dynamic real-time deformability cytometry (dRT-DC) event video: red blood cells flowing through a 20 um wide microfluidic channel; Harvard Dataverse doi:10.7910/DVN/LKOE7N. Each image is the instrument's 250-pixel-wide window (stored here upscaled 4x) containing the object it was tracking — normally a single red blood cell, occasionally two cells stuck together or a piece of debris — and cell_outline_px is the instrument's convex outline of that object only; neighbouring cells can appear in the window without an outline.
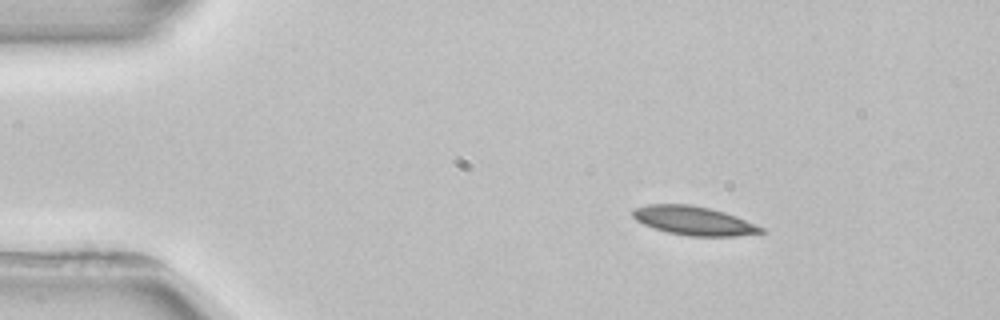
{"species": "common noctule bat (a hibernating species)", "species_latin": "Nyctalus noctula", "temperature_condition": "room temperature", "stored_images_in_passage": 3, "camera_frame_rate_fps": 3000, "um_per_image_px": 0.085, "animal": {"sex": "female", "body_mass_g": 22.7, "forearm_length_mm": 54.2}, "frame": {"image": 1, "passage_image": 1, "time_ms": 0.0, "image_size_px": [1000, 320], "cell_outline_px": [[768, 232], [736, 236], [688, 236], [668, 232], [644, 224], [636, 220], [632, 216], [632, 208], [648, 204], [688, 204], [708, 208], [724, 212], [736, 216], [764, 228]], "centroid_in_image_um": [58.97, 18.76], "position_along_channel_um": 26.0, "area_um2": 21.5}}
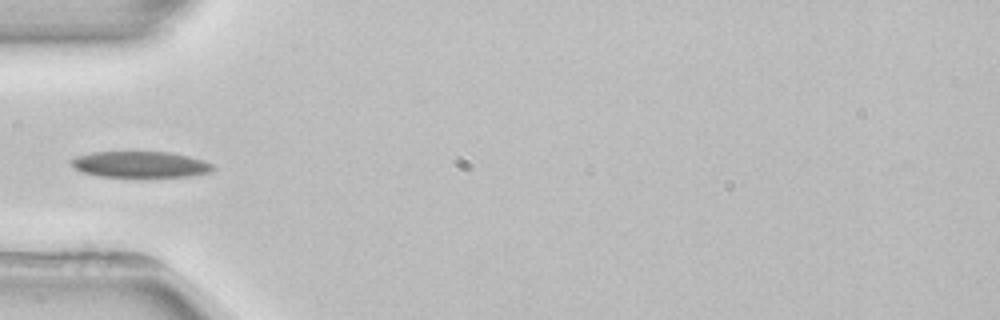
{"frame": {"image": 2, "passage_image": 3, "time_ms": 3.0, "image_size_px": [1000, 320], "cell_outline_px": [[216, 168], [208, 172], [192, 176], [100, 176], [84, 172], [76, 168], [72, 164], [72, 160], [76, 156], [92, 152], [168, 152], [188, 156], [204, 160], [212, 164]], "centroid_in_image_um": [11.97, 13.96], "position_along_channel_um": 73.0, "area_um2": 21.15}}